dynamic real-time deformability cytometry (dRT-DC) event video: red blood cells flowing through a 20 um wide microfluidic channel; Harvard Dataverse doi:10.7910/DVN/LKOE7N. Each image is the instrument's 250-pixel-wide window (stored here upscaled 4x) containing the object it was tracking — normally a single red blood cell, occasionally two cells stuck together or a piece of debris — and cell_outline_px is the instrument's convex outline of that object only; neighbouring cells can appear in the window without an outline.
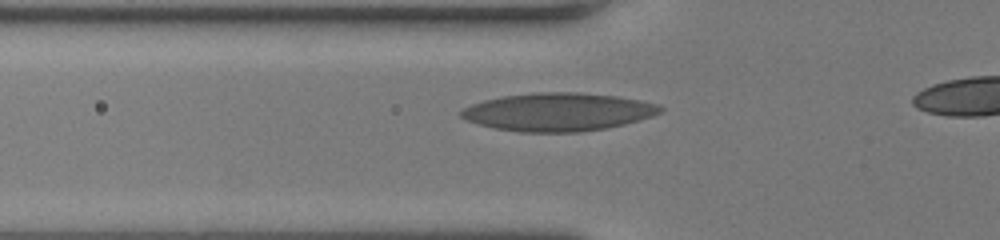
{"species": "human", "species_latin": "Homo sapiens", "temperature_condition": "room temperature", "stored_images_in_passage": 40, "camera_frame_rate_fps": 3000, "um_per_image_px": 0.085, "donor": {"sex": "female"}, "frame": {"image": 1, "passage_image": 14, "time_ms": 4.333, "image_size_px": [1000, 240], "cell_outline_px": [[664, 108], [660, 112], [652, 116], [624, 124], [604, 128], [580, 132], [520, 132], [492, 128], [468, 120], [460, 116], [460, 108], [484, 100], [500, 96], [536, 92], [580, 92], [616, 96], [640, 100], [660, 104]], "centroid_in_image_um": [47.42, 9.51], "position_along_channel_um": 78.4, "area_um2": 44.33}}
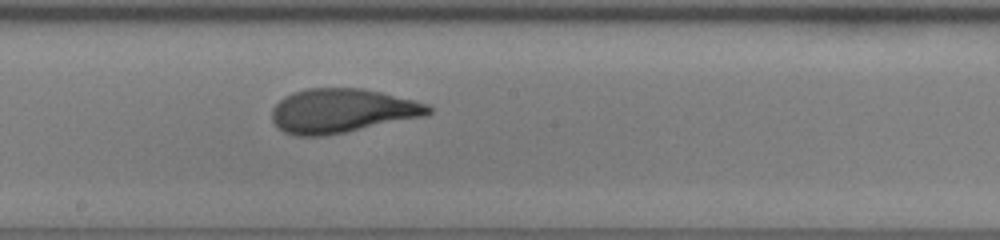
{"frame": {"image": 2, "passage_image": 24, "time_ms": 7.667, "image_size_px": [1000, 240], "cell_outline_px": [[432, 112], [428, 116], [324, 136], [296, 136], [284, 132], [276, 128], [272, 120], [272, 108], [284, 96], [292, 92], [308, 88], [364, 88], [416, 100], [428, 104], [432, 108]], "centroid_in_image_um": [29.08, 9.42], "position_along_channel_um": 219.1, "area_um2": 40.69}}
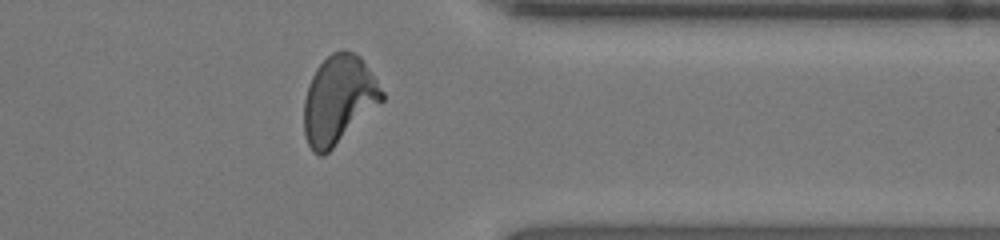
{"frame": {"image": 3, "passage_image": 36, "time_ms": 11.667, "image_size_px": [1000, 240], "cell_outline_px": [[384, 100], [324, 156], [320, 156], [312, 152], [304, 136], [304, 100], [308, 84], [316, 68], [332, 52], [340, 48], [344, 48], [360, 56], [384, 92]], "centroid_in_image_um": [28.76, 8.47], "position_along_channel_um": 382.6, "area_um2": 40.11}, "authors_computed_cell_mechanics": {"area_um2": 39.3329, "velocity_mm_per_s": 4.2217, "shape_relaxation_time_tau1_ms": 7.3413, "shape_relaxation_time_tau2_ms": 0.8924, "deformation_change_tau1": 0.2698, "deformation_change_tau2": 0.0783}}